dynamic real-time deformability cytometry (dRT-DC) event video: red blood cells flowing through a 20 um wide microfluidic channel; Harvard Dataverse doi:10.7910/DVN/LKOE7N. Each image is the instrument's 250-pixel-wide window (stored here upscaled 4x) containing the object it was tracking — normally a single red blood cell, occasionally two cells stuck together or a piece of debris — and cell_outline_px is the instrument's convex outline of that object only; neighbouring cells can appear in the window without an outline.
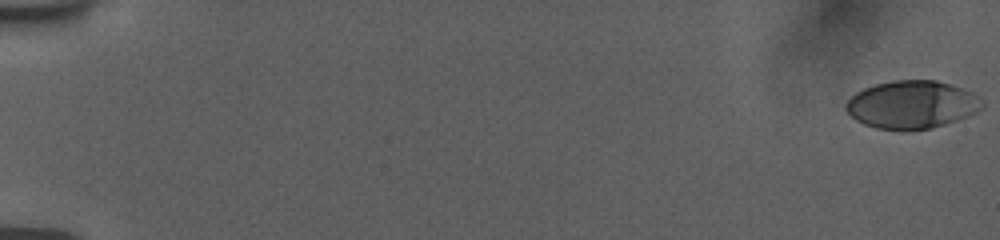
{"species": "human", "species_latin": "Homo sapiens", "temperature_condition": "room temperature", "stored_images_in_passage": 56, "camera_frame_rate_fps": 3000, "um_per_image_px": 0.085, "donor": {"sex": "female"}, "frame": {"image": 1, "passage_image": 1, "time_ms": 0.0, "image_size_px": [1000, 240], "cell_outline_px": [[984, 104], [980, 108], [956, 120], [932, 128], [908, 132], [900, 132], [876, 128], [864, 124], [856, 120], [848, 112], [844, 104], [856, 92], [864, 88], [876, 84], [896, 80], [936, 80], [972, 92]], "centroid_in_image_um": [77.44, 8.92], "position_along_channel_um": 7.6, "area_um2": 37.86}}
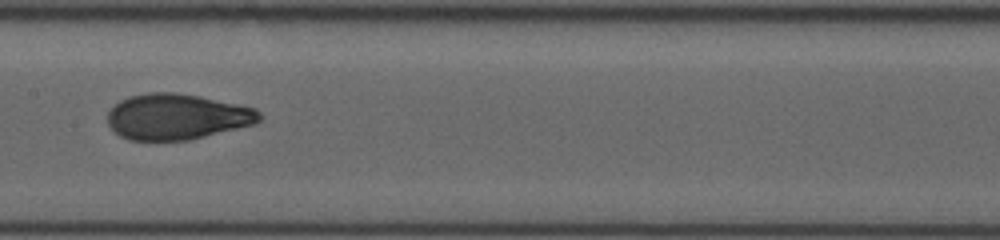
{"frame": {"image": 2, "passage_image": 31, "time_ms": 10.0, "image_size_px": [1000, 240], "cell_outline_px": [[260, 120], [252, 124], [188, 140], [128, 140], [120, 136], [108, 124], [108, 112], [120, 100], [128, 96], [148, 92], [176, 92], [200, 96], [256, 108], [260, 112]], "centroid_in_image_um": [15.01, 9.9], "position_along_channel_um": 192.4, "area_um2": 40.23}}
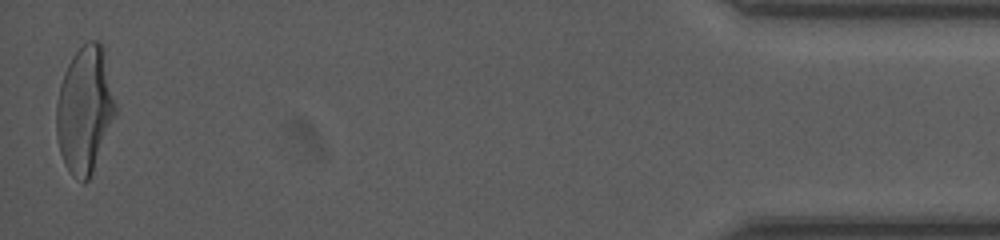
{"frame": {"image": 3, "passage_image": 56, "time_ms": 18.333, "image_size_px": [1000, 240], "cell_outline_px": [[116, 112], [92, 172], [88, 180], [84, 184], [72, 176], [64, 164], [60, 152], [56, 136], [56, 104], [60, 84], [64, 72], [72, 56], [88, 40], [96, 40], [104, 48], [116, 104]], "centroid_in_image_um": [7.19, 9.32], "position_along_channel_um": 428.0, "area_um2": 43.47}, "authors_computed_cell_mechanics": {"area_um2": 40.2577, "velocity_mm_per_s": 3.7755, "shape_relaxation_time_tau1_ms": 5.4361, "shape_relaxation_time_tau2_ms": 0.8107, "deformation_change_tau1": 0.202, "deformation_change_tau2": 0.0655}}